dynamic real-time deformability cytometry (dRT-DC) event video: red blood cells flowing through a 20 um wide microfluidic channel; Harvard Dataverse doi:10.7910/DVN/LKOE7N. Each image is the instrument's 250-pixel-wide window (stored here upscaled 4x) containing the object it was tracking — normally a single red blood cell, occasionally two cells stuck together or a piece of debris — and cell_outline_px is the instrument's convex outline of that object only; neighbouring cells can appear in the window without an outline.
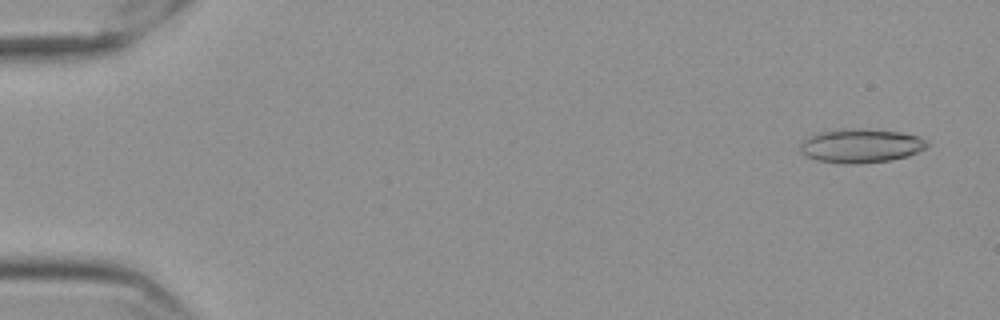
{"species": "Egyptian fruit bat (a non-hibernating species)", "species_latin": "Rousettus aegyptiacus", "temperature_condition": "cold", "stored_images_in_passage": 20, "camera_frame_rate_fps": 3000, "um_per_image_px": 0.085, "frame": {"image": 1, "passage_image": 3, "time_ms": 0.667, "image_size_px": [1000, 320], "cell_outline_px": [[928, 148], [908, 156], [888, 160], [852, 164], [844, 164], [816, 160], [800, 152], [800, 144], [808, 136], [816, 132], [840, 128], [868, 128], [900, 132], [916, 136], [928, 140]], "centroid_in_image_um": [73.16, 12.37], "position_along_channel_um": 11.8, "area_um2": 25.43}}
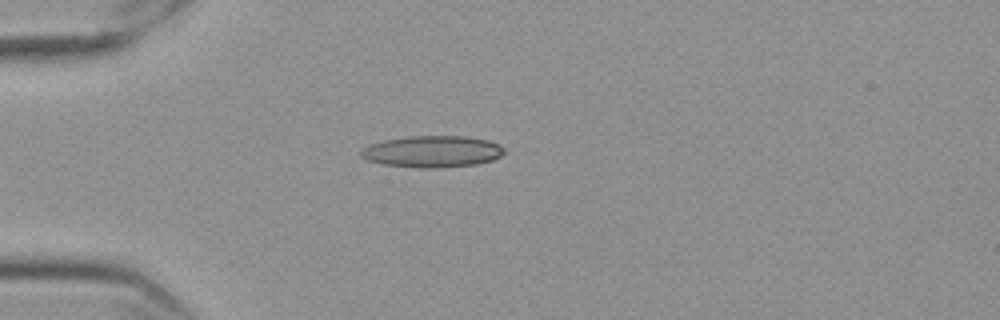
{"frame": {"image": 2, "passage_image": 16, "time_ms": 5.0, "image_size_px": [1000, 320], "cell_outline_px": [[504, 152], [500, 156], [492, 160], [476, 164], [436, 168], [420, 168], [384, 164], [368, 160], [360, 156], [360, 152], [364, 148], [372, 144], [384, 140], [408, 136], [464, 136], [488, 140], [504, 148]], "centroid_in_image_um": [36.75, 12.88], "position_along_channel_um": 48.3, "area_um2": 26.13}}